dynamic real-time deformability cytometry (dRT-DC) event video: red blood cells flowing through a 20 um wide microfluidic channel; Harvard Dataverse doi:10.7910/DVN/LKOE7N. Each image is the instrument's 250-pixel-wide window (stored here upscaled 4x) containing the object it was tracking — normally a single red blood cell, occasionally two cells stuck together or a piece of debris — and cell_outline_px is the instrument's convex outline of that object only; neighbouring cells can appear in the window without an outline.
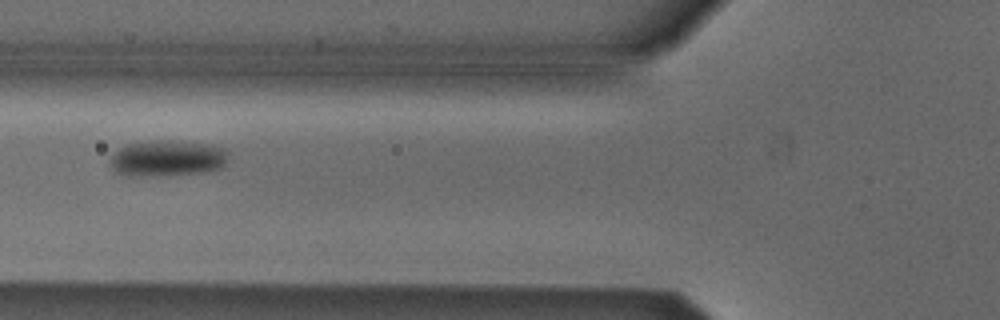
{"species": "Egyptian fruit bat (a non-hibernating species)", "species_latin": "Rousettus aegyptiacus", "temperature_condition": "cold", "stored_images_in_passage": 7, "camera_frame_rate_fps": 3000, "um_per_image_px": 0.085, "animal": {"sex": "male"}, "frame": {"image": 1, "passage_image": 5, "time_ms": 5.0, "image_size_px": [1000, 320], "cell_outline_px": [[228, 160], [220, 168], [200, 172], [128, 176], [116, 172], [112, 168], [108, 160], [112, 152], [124, 144], [156, 140], [164, 140], [208, 144], [224, 148], [228, 152]], "centroid_in_image_um": [14.16, 13.42], "position_along_channel_um": 111.6, "area_um2": 24.68}}
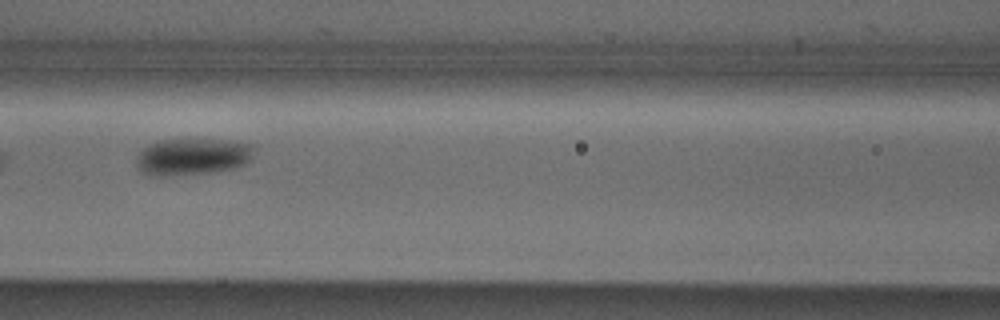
{"frame": {"image": 2, "passage_image": 6, "time_ms": 6.0, "image_size_px": [1000, 320], "cell_outline_px": [[256, 148], [252, 156], [244, 164], [236, 168], [212, 172], [168, 176], [148, 176], [140, 172], [136, 168], [136, 156], [148, 144], [160, 140], [228, 140], [252, 144]], "centroid_in_image_um": [16.32, 13.33], "position_along_channel_um": 150.3, "area_um2": 25.49}}
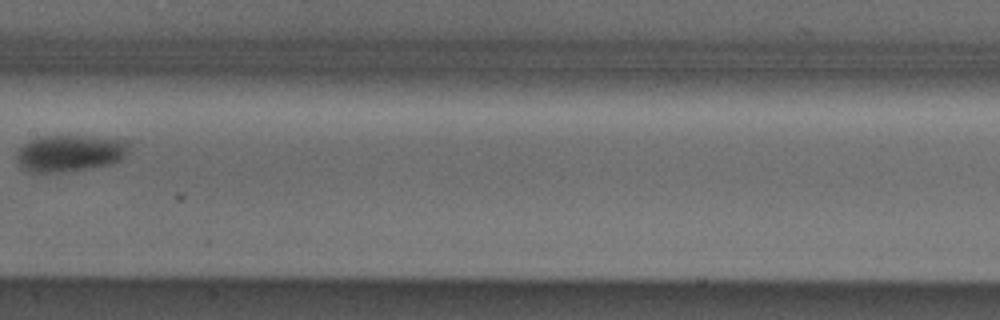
{"frame": {"image": 3, "passage_image": 7, "time_ms": 7.333, "image_size_px": [1000, 320], "cell_outline_px": [[128, 152], [120, 160], [108, 164], [88, 168], [56, 172], [28, 172], [16, 160], [16, 156], [20, 148], [24, 144], [40, 136], [88, 136], [128, 140]], "centroid_in_image_um": [5.94, 13.01], "position_along_channel_um": 201.5, "area_um2": 23.7}}